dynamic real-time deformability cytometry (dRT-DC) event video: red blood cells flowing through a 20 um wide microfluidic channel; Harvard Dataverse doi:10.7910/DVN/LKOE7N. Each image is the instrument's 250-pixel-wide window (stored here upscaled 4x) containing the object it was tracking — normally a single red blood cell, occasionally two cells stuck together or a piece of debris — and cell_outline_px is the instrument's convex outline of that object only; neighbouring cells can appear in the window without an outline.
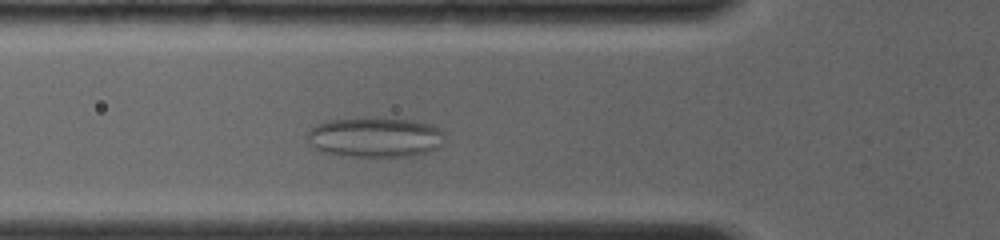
{"species": "common noctule bat (a hibernating species)", "species_latin": "Nyctalus noctula", "temperature_condition": "room temperature", "stored_images_in_passage": 44, "camera_frame_rate_fps": 4000, "um_per_image_px": 0.085, "animal": {"sex": "female", "body_mass_g": 19.0, "forearm_length_mm": 56.7}, "frame": {"image": 1, "passage_image": 13, "time_ms": 3.5, "image_size_px": [1000, 240], "cell_outline_px": [[444, 132], [440, 144], [436, 148], [424, 152], [408, 156], [352, 156], [320, 152], [308, 144], [308, 132], [312, 128], [328, 120], [368, 116], [376, 116], [412, 120], [432, 124]], "centroid_in_image_um": [31.84, 11.63], "position_along_channel_um": 94.0, "area_um2": 32.25}}
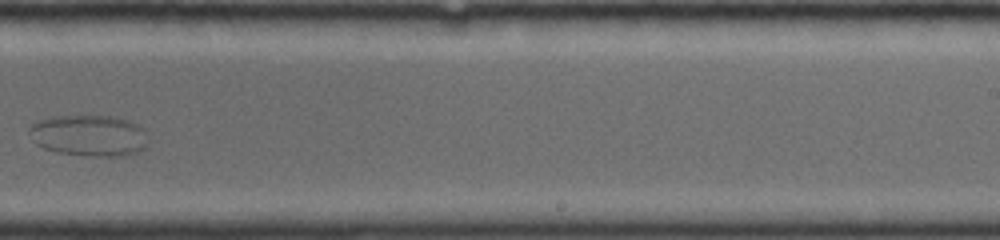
{"frame": {"image": 2, "passage_image": 29, "time_ms": 8.5, "image_size_px": [1000, 240], "cell_outline_px": [[144, 148], [136, 152], [120, 156], [88, 156], [56, 152], [44, 148], [36, 144], [32, 140], [28, 132], [28, 128], [32, 124], [40, 120], [52, 116], [108, 116], [128, 120], [144, 128]], "centroid_in_image_um": [7.5, 11.52], "position_along_channel_um": 281.5, "area_um2": 28.38}}
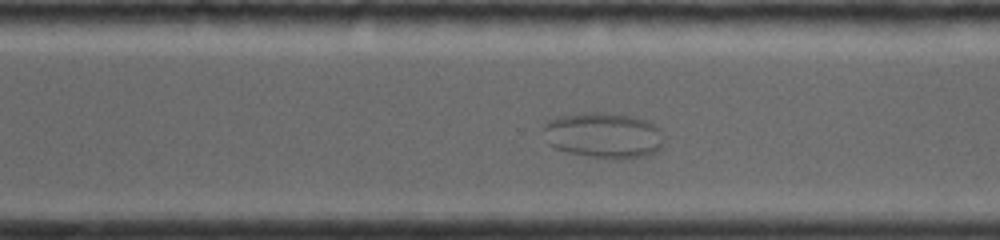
{"frame": {"image": 3, "passage_image": 33, "time_ms": 9.5, "image_size_px": [1000, 240], "cell_outline_px": [[664, 144], [656, 152], [644, 156], [620, 160], [612, 160], [568, 152], [556, 148], [548, 144], [544, 128], [544, 124], [548, 120], [556, 116], [576, 112], [600, 112], [632, 116], [644, 120], [660, 128], [664, 140]], "centroid_in_image_um": [51.31, 11.5], "position_along_channel_um": 319.3, "area_um2": 32.48}}